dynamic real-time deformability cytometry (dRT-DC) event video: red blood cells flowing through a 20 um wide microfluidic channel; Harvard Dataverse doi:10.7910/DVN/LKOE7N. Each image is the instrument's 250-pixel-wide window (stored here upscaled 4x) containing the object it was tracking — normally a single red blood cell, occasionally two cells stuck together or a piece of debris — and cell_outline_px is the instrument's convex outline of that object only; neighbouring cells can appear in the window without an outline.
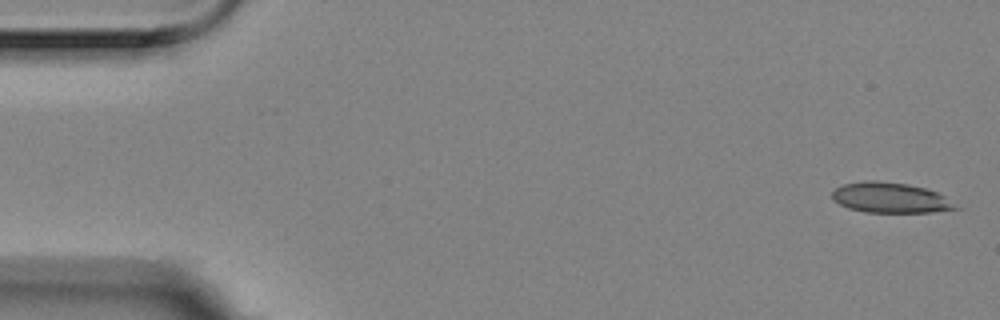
{"species": "Egyptian fruit bat (a non-hibernating species)", "species_latin": "Rousettus aegyptiacus", "temperature_condition": "room temperature", "stored_images_in_passage": 5, "camera_frame_rate_fps": 3000, "um_per_image_px": 0.085, "animal": {"sex": "female"}, "frame": {"image": 1, "passage_image": 1, "time_ms": 0.0, "image_size_px": [1000, 320], "cell_outline_px": [[960, 208], [932, 212], [864, 212], [848, 208], [832, 200], [832, 192], [836, 188], [844, 184], [872, 180], [876, 180], [908, 184], [924, 188], [936, 192], [944, 196]], "centroid_in_image_um": [75.65, 16.81], "position_along_channel_um": 9.3, "area_um2": 21.62}}